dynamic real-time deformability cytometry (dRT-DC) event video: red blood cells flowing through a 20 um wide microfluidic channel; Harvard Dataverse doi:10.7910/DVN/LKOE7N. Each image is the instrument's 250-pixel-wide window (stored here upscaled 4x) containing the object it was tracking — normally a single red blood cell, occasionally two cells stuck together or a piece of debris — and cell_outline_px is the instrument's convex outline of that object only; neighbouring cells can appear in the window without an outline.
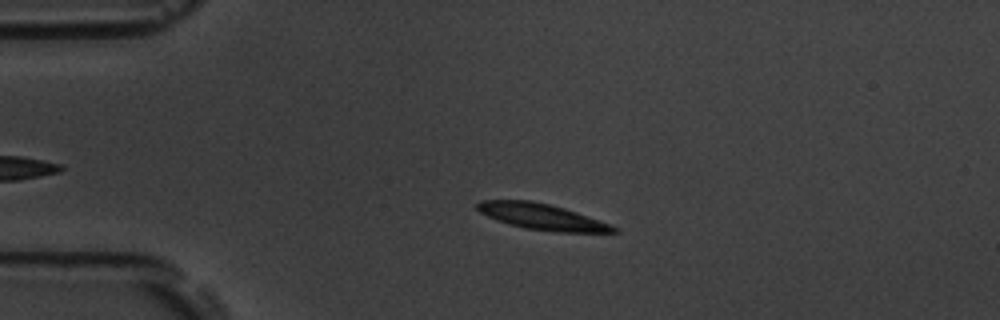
{"species": "common noctule bat (a hibernating species)", "species_latin": "Nyctalus noctula", "temperature_condition": "room temperature", "stored_images_in_passage": 45, "camera_frame_rate_fps": 3000, "um_per_image_px": 0.085, "animal": {"sex": "male", "body_mass_g": 19.5, "forearm_length_mm": 54.6}, "frame": {"image": 1, "passage_image": 12, "time_ms": 3.667, "image_size_px": [1000, 320], "cell_outline_px": [[620, 232], [552, 232], [524, 228], [508, 224], [496, 220], [480, 212], [476, 208], [476, 204], [480, 200], [532, 200], [564, 208], [576, 212], [620, 228]], "centroid_in_image_um": [46.04, 18.42], "position_along_channel_um": 39.0, "area_um2": 20.63}}
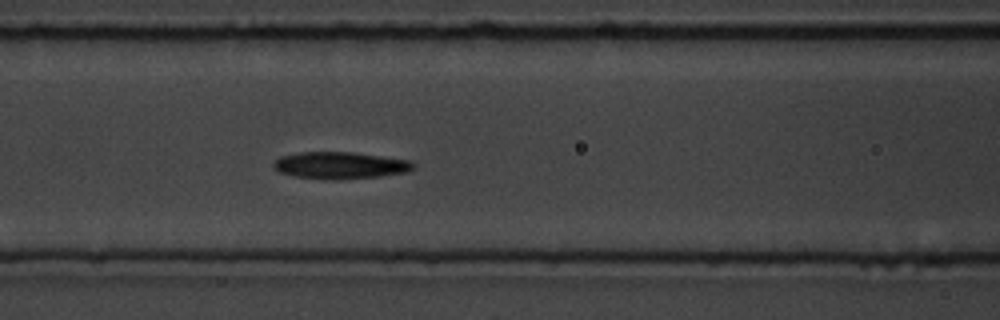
{"frame": {"image": 2, "passage_image": 23, "time_ms": 7.333, "image_size_px": [1000, 320], "cell_outline_px": [[416, 168], [408, 172], [380, 176], [332, 180], [292, 176], [280, 172], [272, 168], [272, 164], [280, 156], [300, 152], [352, 152], [412, 160], [416, 164]], "centroid_in_image_um": [28.94, 14.05], "position_along_channel_um": 137.7, "area_um2": 22.2}}
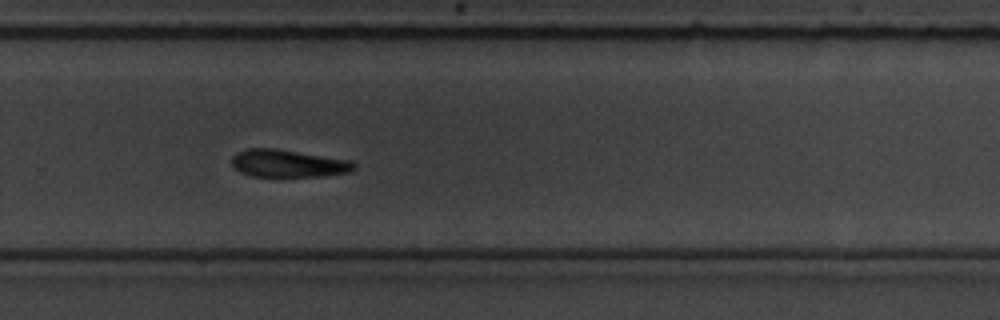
{"frame": {"image": 3, "passage_image": 37, "time_ms": 12.0, "image_size_px": [1000, 320], "cell_outline_px": [[356, 168], [348, 172], [320, 176], [252, 176], [240, 172], [232, 168], [232, 156], [236, 152], [248, 148], [276, 148], [352, 160], [356, 164]], "centroid_in_image_um": [24.47, 13.88], "position_along_channel_um": 305.3, "area_um2": 19.77}, "authors_computed_cell_mechanics": {"area_um2": 20.9236, "velocity_mm_per_s": 3.6044, "shape_relaxation_time_tau1_ms": null, "shape_relaxation_time_tau2_ms": 9.2287, "deformation_change_tau1": null, "deformation_change_tau2": 0.1411}}